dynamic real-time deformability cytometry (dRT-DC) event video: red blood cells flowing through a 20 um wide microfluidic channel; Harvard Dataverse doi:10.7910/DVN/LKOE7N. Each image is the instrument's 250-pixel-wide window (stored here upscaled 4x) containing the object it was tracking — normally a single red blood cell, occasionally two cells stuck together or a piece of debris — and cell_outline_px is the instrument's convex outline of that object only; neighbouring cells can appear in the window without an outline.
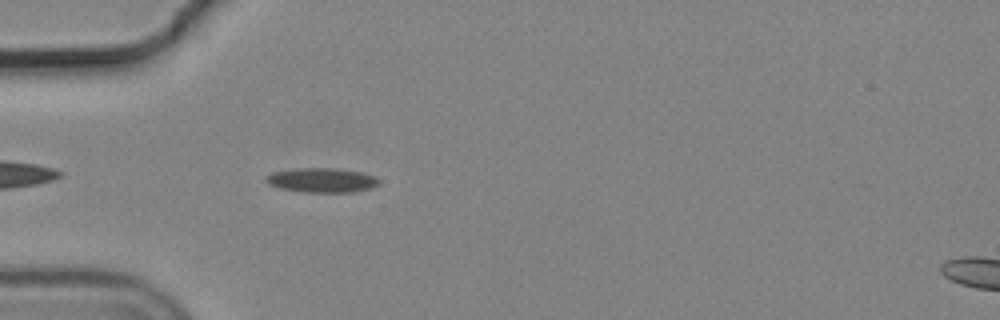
{"species": "common noctule bat (a hibernating species)", "species_latin": "Nyctalus noctula", "temperature_condition": "cold", "stored_images_in_passage": 2, "camera_frame_rate_fps": 3000, "um_per_image_px": 0.085, "animal": {"sex": "male", "body_mass_g": 19.2, "forearm_length_mm": 51.8}, "frame": {"image": 1, "passage_image": 2, "time_ms": 0.333, "image_size_px": [1000, 320], "cell_outline_px": [[380, 184], [372, 188], [352, 192], [304, 192], [280, 188], [268, 184], [264, 180], [264, 176], [272, 172], [300, 168], [336, 168], [360, 172], [376, 176], [380, 180]], "centroid_in_image_um": [27.36, 15.31], "position_along_channel_um": 57.6, "area_um2": 16.24}}